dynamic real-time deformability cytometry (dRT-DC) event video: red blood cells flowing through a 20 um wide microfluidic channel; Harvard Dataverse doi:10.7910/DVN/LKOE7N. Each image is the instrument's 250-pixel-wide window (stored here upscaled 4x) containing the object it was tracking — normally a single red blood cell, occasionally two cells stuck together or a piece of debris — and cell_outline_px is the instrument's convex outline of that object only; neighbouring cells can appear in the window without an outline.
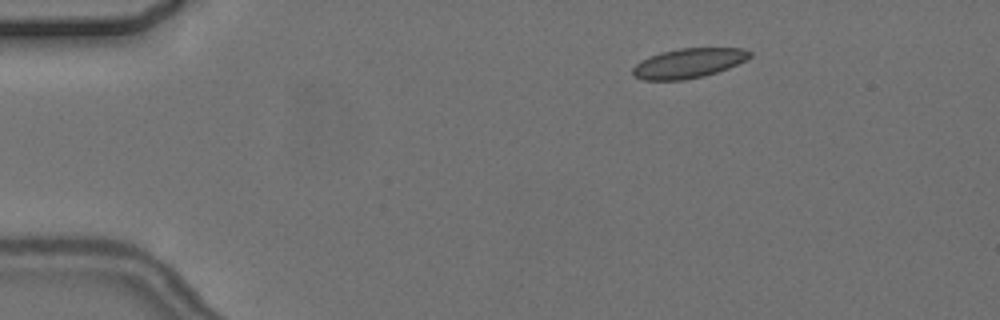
{"species": "common noctule bat (a hibernating species)", "species_latin": "Nyctalus noctula", "temperature_condition": "cold", "stored_images_in_passage": 6, "camera_frame_rate_fps": 3000, "um_per_image_px": 0.085, "animal": {"sex": "female", "body_mass_g": 24.6, "forearm_length_mm": 56.2}, "frame": {"image": 1, "passage_image": 3, "time_ms": 2.333, "image_size_px": [1000, 320], "cell_outline_px": [[752, 56], [728, 68], [704, 76], [684, 80], [644, 80], [636, 76], [632, 72], [632, 68], [640, 60], [648, 56], [660, 52], [680, 48], [744, 48], [752, 52]], "centroid_in_image_um": [58.51, 5.36], "position_along_channel_um": 26.5, "area_um2": 20.23}}